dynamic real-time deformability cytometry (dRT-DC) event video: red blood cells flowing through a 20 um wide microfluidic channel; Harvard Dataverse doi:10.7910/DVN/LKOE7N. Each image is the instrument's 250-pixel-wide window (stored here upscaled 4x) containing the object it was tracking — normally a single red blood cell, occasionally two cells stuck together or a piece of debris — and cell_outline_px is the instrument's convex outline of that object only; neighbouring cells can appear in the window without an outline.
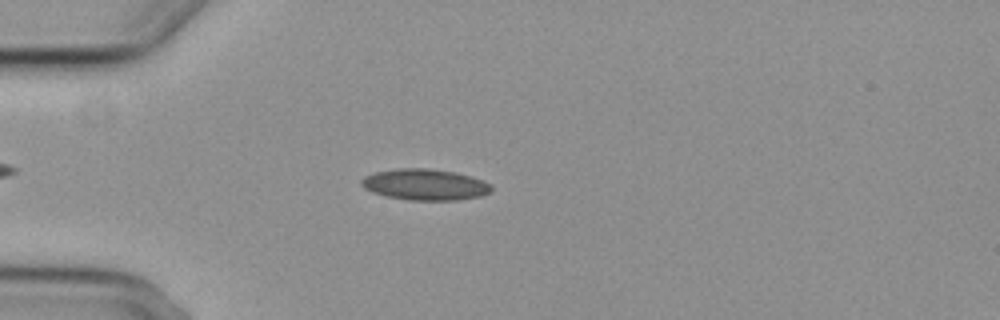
{"species": "common noctule bat (a hibernating species)", "species_latin": "Nyctalus noctula", "temperature_condition": "cold", "stored_images_in_passage": 8, "camera_frame_rate_fps": 3000, "um_per_image_px": 0.085, "animal": {"sex": "female", "body_mass_g": 29.2, "forearm_length_mm": 56.3}, "frame": {"image": 1, "passage_image": 5, "time_ms": 4.667, "image_size_px": [1000, 320], "cell_outline_px": [[492, 192], [480, 196], [456, 200], [408, 200], [388, 196], [372, 192], [364, 188], [360, 184], [360, 180], [364, 176], [376, 172], [396, 168], [428, 168], [456, 172], [472, 176], [484, 180], [492, 184]], "centroid_in_image_um": [36.15, 15.68], "position_along_channel_um": 48.9, "area_um2": 23.81}}
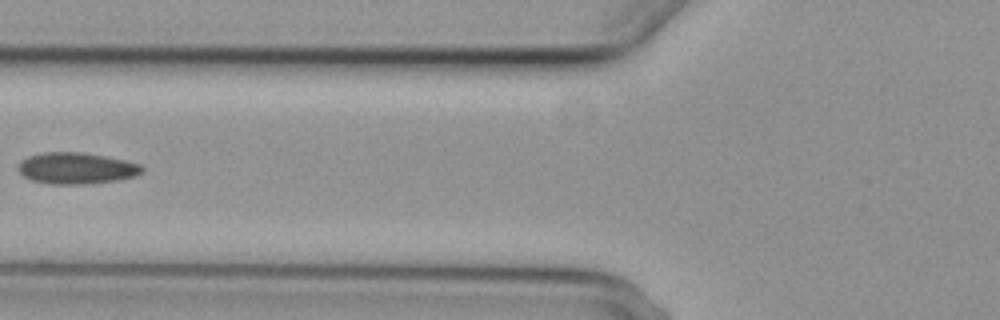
{"frame": {"image": 2, "passage_image": 7, "time_ms": 7.0, "image_size_px": [1000, 320], "cell_outline_px": [[144, 172], [136, 176], [116, 180], [84, 184], [48, 184], [32, 180], [24, 176], [16, 168], [16, 164], [20, 160], [28, 156], [44, 152], [80, 152], [104, 156], [124, 160], [140, 164], [144, 168]], "centroid_in_image_um": [6.46, 14.3], "position_along_channel_um": 119.3, "area_um2": 22.77}}
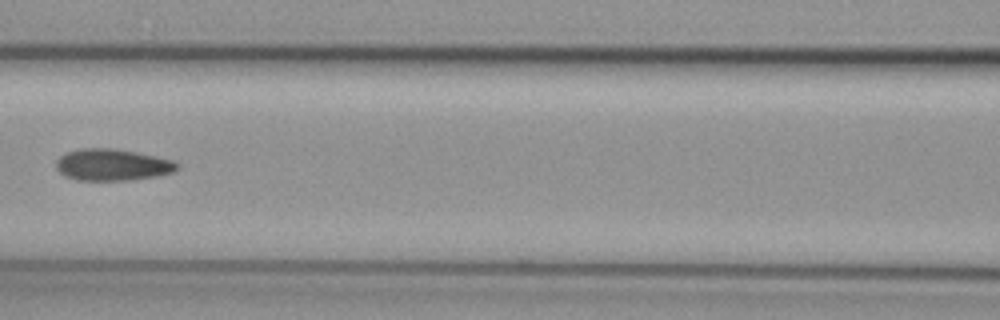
{"frame": {"image": 3, "passage_image": 8, "time_ms": 8.0, "image_size_px": [1000, 320], "cell_outline_px": [[180, 168], [172, 172], [156, 176], [132, 180], [76, 180], [64, 176], [56, 168], [56, 160], [60, 156], [68, 152], [80, 148], [112, 148], [136, 152], [176, 160], [180, 164]], "centroid_in_image_um": [9.58, 14.01], "position_along_channel_um": 157.0, "area_um2": 22.54}}